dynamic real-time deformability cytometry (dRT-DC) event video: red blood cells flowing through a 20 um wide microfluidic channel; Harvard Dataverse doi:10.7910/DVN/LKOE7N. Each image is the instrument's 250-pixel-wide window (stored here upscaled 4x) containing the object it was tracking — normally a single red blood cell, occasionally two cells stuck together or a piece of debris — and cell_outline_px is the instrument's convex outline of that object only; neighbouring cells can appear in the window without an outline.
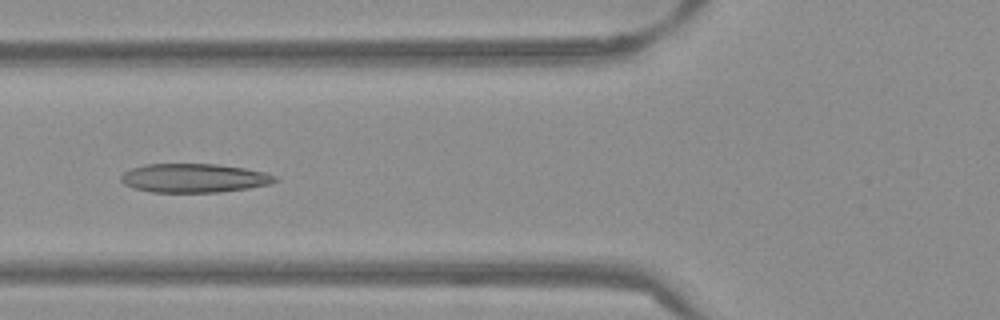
{"species": "Egyptian fruit bat (a non-hibernating species)", "species_latin": "Rousettus aegyptiacus", "temperature_condition": "warm", "stored_images_in_passage": 46, "camera_frame_rate_fps": 3000, "um_per_image_px": 0.085, "frame": {"image": 1, "passage_image": 14, "time_ms": 4.333, "image_size_px": [1000, 320], "cell_outline_px": [[280, 180], [272, 184], [248, 188], [220, 192], [152, 192], [132, 188], [124, 184], [120, 180], [120, 176], [124, 172], [132, 168], [144, 164], [216, 164], [244, 168], [264, 172], [276, 176]], "centroid_in_image_um": [16.5, 15.14], "position_along_channel_um": 109.3, "area_um2": 26.07}}
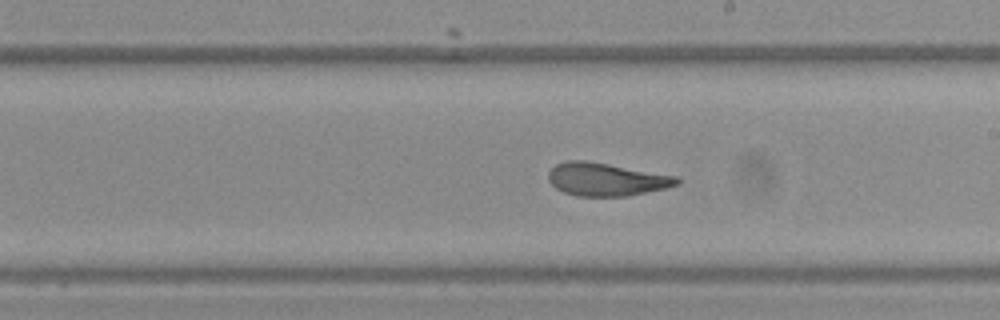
{"frame": {"image": 2, "passage_image": 24, "time_ms": 7.667, "image_size_px": [1000, 320], "cell_outline_px": [[680, 184], [664, 188], [628, 196], [576, 196], [564, 192], [556, 188], [548, 180], [548, 172], [556, 164], [568, 160], [588, 160], [680, 176]], "centroid_in_image_um": [51.55, 15.23], "position_along_channel_um": 237.4, "area_um2": 24.97}}
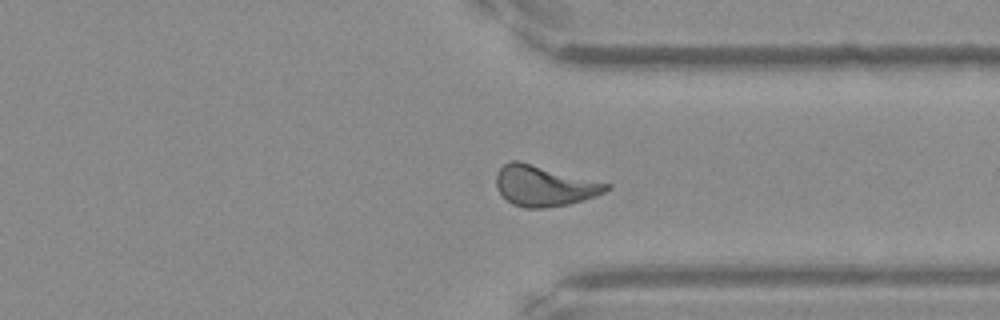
{"frame": {"image": 3, "passage_image": 34, "time_ms": 11.0, "image_size_px": [1000, 320], "cell_outline_px": [[612, 188], [596, 196], [568, 204], [544, 208], [524, 208], [512, 204], [496, 188], [496, 172], [504, 164], [512, 160], [520, 160], [612, 184]], "centroid_in_image_um": [46.27, 15.78], "position_along_channel_um": 365.1, "area_um2": 26.3}, "authors_computed_cell_mechanics": {"area_um2": 25.4609, "velocity_mm_per_s": 3.8318, "shape_relaxation_time_tau1_ms": 7.4355, "shape_relaxation_time_tau2_ms": 1.7272, "deformation_change_tau1": 0.2342, "deformation_change_tau2": 0.0974}}